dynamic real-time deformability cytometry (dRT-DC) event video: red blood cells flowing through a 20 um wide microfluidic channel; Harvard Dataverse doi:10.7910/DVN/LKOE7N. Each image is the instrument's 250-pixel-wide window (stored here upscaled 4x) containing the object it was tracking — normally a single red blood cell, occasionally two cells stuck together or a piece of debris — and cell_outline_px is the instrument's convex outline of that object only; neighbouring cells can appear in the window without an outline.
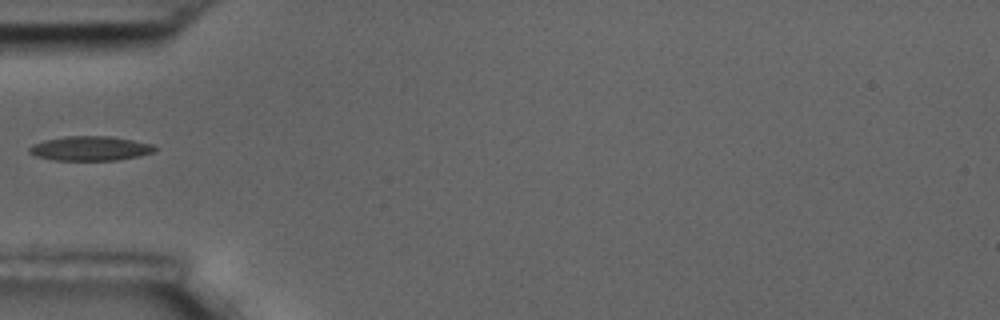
{"species": "common noctule bat (a hibernating species)", "species_latin": "Nyctalus noctula", "temperature_condition": "room temperature", "stored_images_in_passage": 4, "camera_frame_rate_fps": 3000, "um_per_image_px": 0.085, "animal": {"sex": "male", "body_mass_g": 17.5, "forearm_length_mm": 52.3}, "frame": {"image": 1, "passage_image": 1, "time_ms": 0.0, "image_size_px": [1000, 320], "cell_outline_px": [[160, 148], [156, 152], [116, 160], [52, 160], [36, 156], [28, 152], [28, 148], [32, 144], [44, 140], [64, 136], [112, 136], [152, 144]], "centroid_in_image_um": [7.67, 12.61], "position_along_channel_um": 77.3, "area_um2": 18.03}}
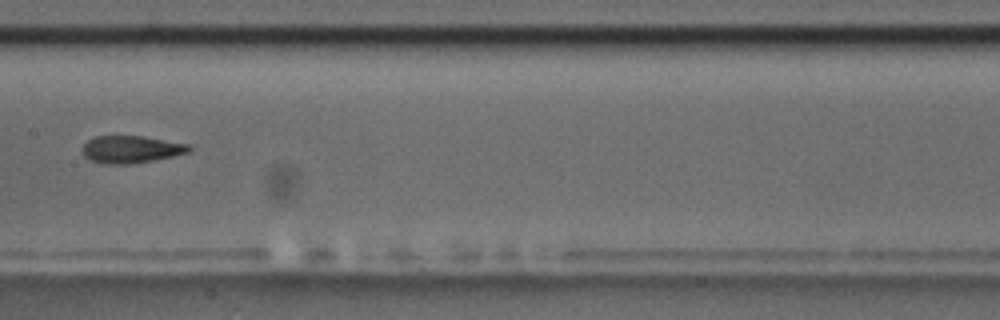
{"frame": {"image": 2, "passage_image": 4, "time_ms": 3.333, "image_size_px": [1000, 320], "cell_outline_px": [[192, 148], [188, 152], [172, 156], [152, 160], [128, 164], [104, 164], [88, 160], [84, 156], [84, 144], [88, 140], [96, 136], [144, 136], [188, 144]], "centroid_in_image_um": [11.12, 12.69], "position_along_channel_um": 196.3, "area_um2": 16.82}}